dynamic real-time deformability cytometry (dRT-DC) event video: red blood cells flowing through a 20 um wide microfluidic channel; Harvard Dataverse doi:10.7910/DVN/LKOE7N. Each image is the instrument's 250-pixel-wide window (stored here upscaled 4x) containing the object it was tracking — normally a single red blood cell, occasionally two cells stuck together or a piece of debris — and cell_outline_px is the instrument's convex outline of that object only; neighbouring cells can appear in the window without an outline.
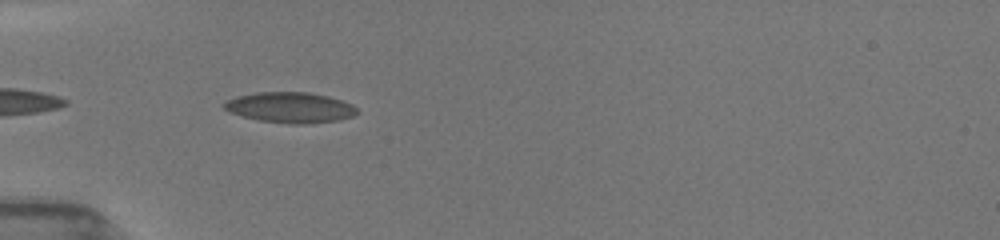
{"species": "common noctule bat (a hibernating species)", "species_latin": "Nyctalus noctula", "temperature_condition": "room temperature", "stored_images_in_passage": 24, "camera_frame_rate_fps": 3000, "um_per_image_px": 0.085, "animal": {"sex": "female", "body_mass_g": 19.5, "forearm_length_mm": 54.1}, "frame": {"image": 1, "passage_image": 2, "time_ms": 0.333, "image_size_px": [1000, 240], "cell_outline_px": [[360, 112], [352, 116], [340, 120], [308, 124], [288, 124], [260, 120], [240, 116], [224, 108], [220, 104], [236, 96], [256, 92], [308, 92], [328, 96], [352, 104]], "centroid_in_image_um": [24.67, 9.14], "position_along_channel_um": 60.3, "area_um2": 23.81}}
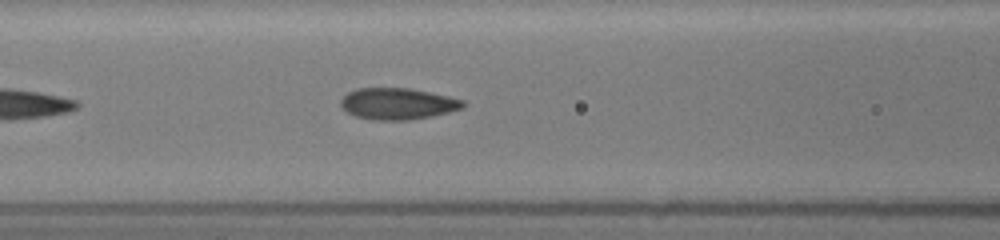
{"frame": {"image": 2, "passage_image": 8, "time_ms": 2.333, "image_size_px": [1000, 240], "cell_outline_px": [[468, 104], [464, 108], [432, 116], [408, 120], [372, 120], [356, 116], [348, 112], [340, 104], [340, 100], [348, 92], [356, 88], [408, 88], [448, 96], [464, 100]], "centroid_in_image_um": [33.83, 8.82], "position_along_channel_um": 132.8, "area_um2": 22.43}}
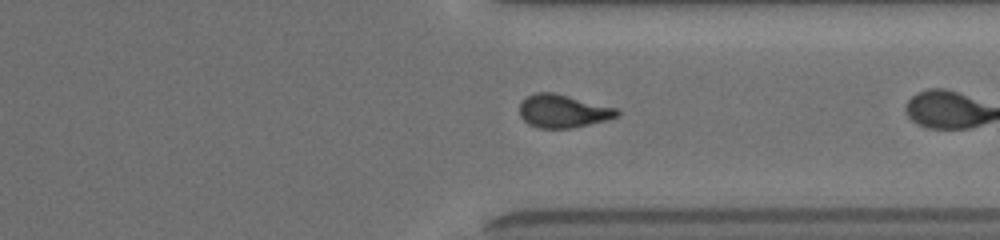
{"frame": {"image": 3, "passage_image": 23, "time_ms": 7.333, "image_size_px": [1000, 240], "cell_outline_px": [[620, 116], [608, 120], [572, 128], [540, 128], [528, 124], [520, 116], [520, 104], [528, 96], [536, 92], [552, 92], [616, 108], [620, 112]], "centroid_in_image_um": [47.87, 9.46], "position_along_channel_um": 363.5, "area_um2": 18.67}}